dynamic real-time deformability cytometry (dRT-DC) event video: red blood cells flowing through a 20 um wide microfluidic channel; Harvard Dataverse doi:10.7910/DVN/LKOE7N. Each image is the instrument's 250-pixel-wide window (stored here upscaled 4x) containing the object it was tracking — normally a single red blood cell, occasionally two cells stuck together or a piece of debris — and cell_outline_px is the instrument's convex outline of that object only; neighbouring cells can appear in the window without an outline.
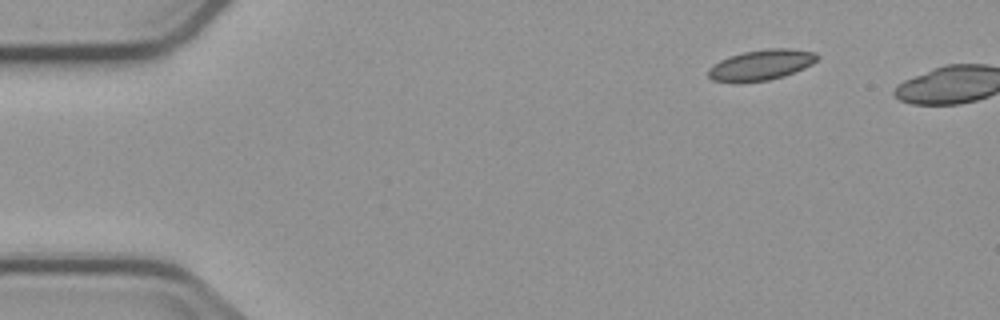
{"species": "common noctule bat (a hibernating species)", "species_latin": "Nyctalus noctula", "temperature_condition": "cold", "stored_images_in_passage": 2, "camera_frame_rate_fps": 3000, "um_per_image_px": 0.085, "animal": {"sex": "male", "body_mass_g": 23.1, "forearm_length_mm": 52.7}, "frame": {"image": 1, "passage_image": 1, "time_ms": 0.0, "image_size_px": [1000, 320], "cell_outline_px": [[820, 56], [812, 64], [804, 68], [784, 76], [768, 80], [740, 84], [732, 84], [712, 80], [708, 76], [708, 68], [712, 64], [728, 56], [744, 52], [768, 48], [792, 48], [816, 52]], "centroid_in_image_um": [64.66, 5.54], "position_along_channel_um": 20.3, "area_um2": 19.94}}